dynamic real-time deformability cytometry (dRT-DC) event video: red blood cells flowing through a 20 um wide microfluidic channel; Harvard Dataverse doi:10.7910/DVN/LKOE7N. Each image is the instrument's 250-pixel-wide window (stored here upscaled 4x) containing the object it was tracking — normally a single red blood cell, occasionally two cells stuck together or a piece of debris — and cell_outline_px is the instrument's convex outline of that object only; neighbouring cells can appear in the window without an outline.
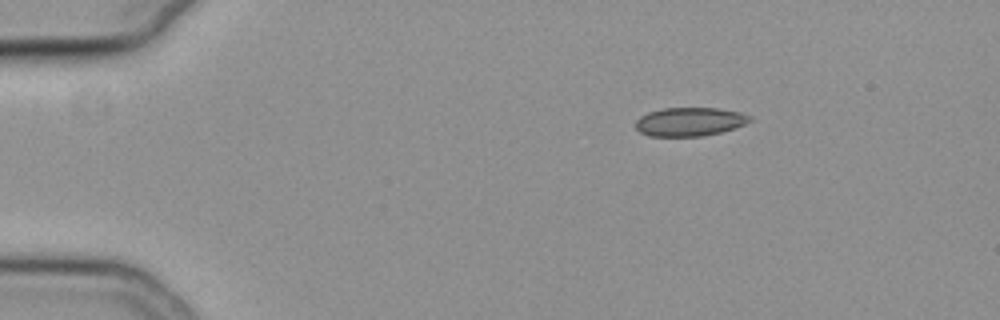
{"species": "common noctule bat (a hibernating species)", "species_latin": "Nyctalus noctula", "temperature_condition": "cold", "stored_images_in_passage": 5, "camera_frame_rate_fps": 3000, "um_per_image_px": 0.085, "animal": {"sex": "female", "body_mass_g": 19.3, "forearm_length_mm": 54.1}, "frame": {"image": 1, "passage_image": 1, "time_ms": 0.0, "image_size_px": [1000, 320], "cell_outline_px": [[752, 120], [744, 124], [720, 132], [704, 136], [648, 136], [640, 132], [636, 128], [636, 120], [640, 116], [648, 112], [664, 108], [720, 108], [740, 112], [752, 116]], "centroid_in_image_um": [58.62, 10.34], "position_along_channel_um": 26.4, "area_um2": 19.07}}